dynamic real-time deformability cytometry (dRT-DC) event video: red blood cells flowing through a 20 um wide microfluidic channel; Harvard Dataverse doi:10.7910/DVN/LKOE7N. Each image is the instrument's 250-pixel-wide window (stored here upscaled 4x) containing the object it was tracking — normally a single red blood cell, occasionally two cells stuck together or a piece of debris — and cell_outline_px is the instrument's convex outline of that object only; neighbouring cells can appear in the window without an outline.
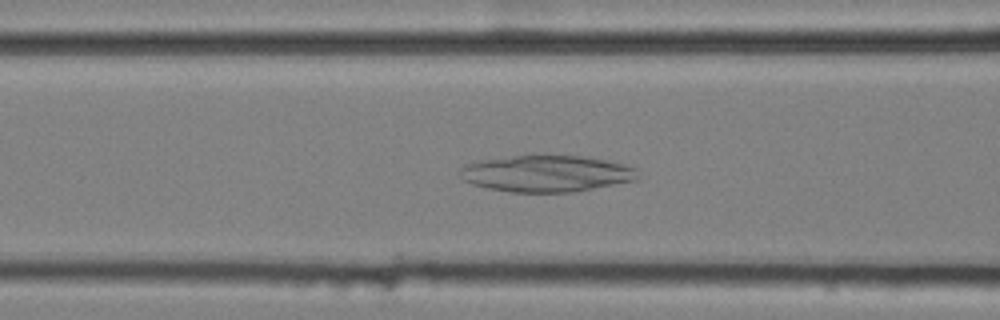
{"species": "common noctule bat (a hibernating species)", "species_latin": "Nyctalus noctula", "temperature_condition": "cold", "stored_images_in_passage": 52, "camera_frame_rate_fps": 3000, "um_per_image_px": 0.085, "animal": {"sex": "female", "body_mass_g": 25.1}, "frame": {"image": 1, "passage_image": 18, "time_ms": 5.667, "image_size_px": [1000, 320], "cell_outline_px": [[640, 176], [636, 180], [572, 192], [512, 192], [488, 188], [472, 184], [464, 180], [460, 176], [460, 168], [464, 164], [480, 160], [516, 156], [580, 156], [604, 160], [624, 164], [636, 168]], "centroid_in_image_um": [46.44, 14.76], "position_along_channel_um": 120.2, "area_um2": 37.57}}
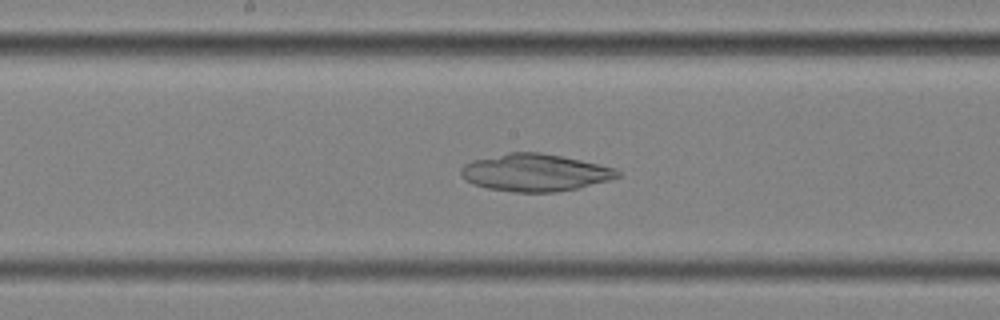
{"frame": {"image": 2, "passage_image": 25, "time_ms": 8.0, "image_size_px": [1000, 320], "cell_outline_px": [[620, 176], [608, 180], [576, 188], [556, 192], [512, 192], [488, 188], [472, 184], [460, 172], [460, 168], [464, 164], [472, 160], [508, 152], [540, 152], [580, 160], [616, 168], [620, 172]], "centroid_in_image_um": [45.45, 14.66], "position_along_channel_um": 202.7, "area_um2": 33.81}}
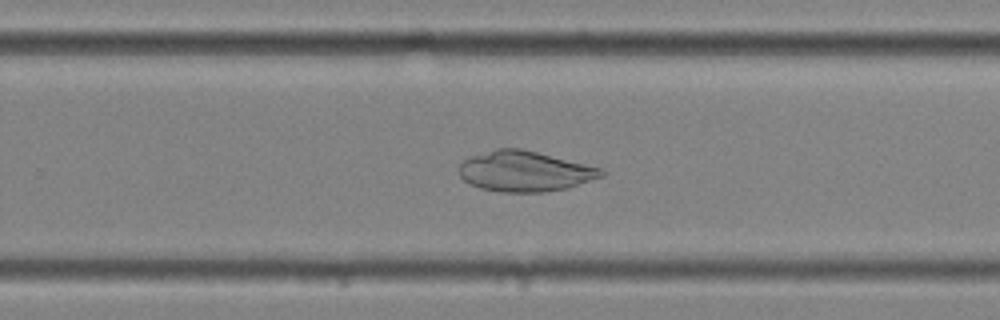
{"frame": {"image": 3, "passage_image": 32, "time_ms": 10.333, "image_size_px": [1000, 320], "cell_outline_px": [[604, 176], [568, 188], [544, 192], [500, 192], [480, 188], [468, 184], [460, 176], [460, 164], [464, 160], [472, 156], [496, 148], [520, 148], [600, 168], [604, 172]], "centroid_in_image_um": [44.58, 14.57], "position_along_channel_um": 285.2, "area_um2": 33.23}}